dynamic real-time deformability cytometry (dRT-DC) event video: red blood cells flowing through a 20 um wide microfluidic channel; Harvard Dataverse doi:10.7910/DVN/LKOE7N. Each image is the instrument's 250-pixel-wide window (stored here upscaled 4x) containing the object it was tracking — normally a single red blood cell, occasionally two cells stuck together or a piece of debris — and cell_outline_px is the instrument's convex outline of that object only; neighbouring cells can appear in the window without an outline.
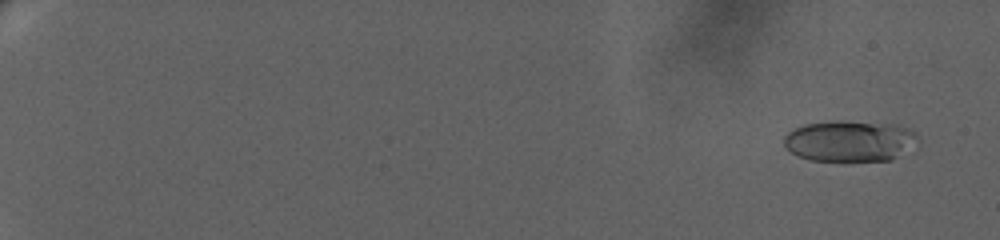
{"species": "human", "species_latin": "Homo sapiens", "temperature_condition": "warm", "stored_images_in_passage": 54, "camera_frame_rate_fps": 3000, "um_per_image_px": 0.085, "donor": {"sex": "female"}, "frame": {"image": 1, "passage_image": 1, "time_ms": 0.0, "image_size_px": [1000, 240], "cell_outline_px": [[912, 136], [892, 160], [812, 160], [800, 156], [784, 148], [784, 136], [788, 132], [804, 124], [828, 120], [844, 120], [896, 124], [908, 128], [912, 132]], "centroid_in_image_um": [72.02, 11.94], "position_along_channel_um": 13.0, "area_um2": 30.92}}
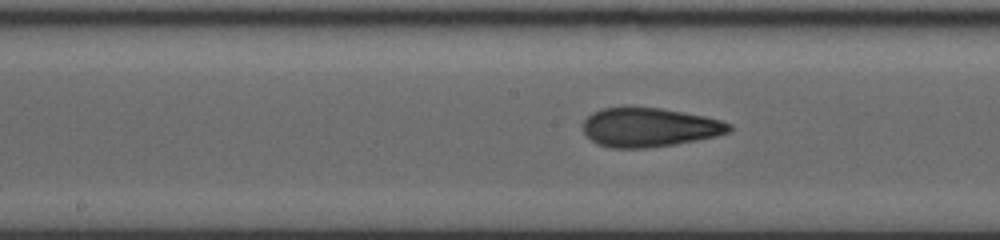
{"frame": {"image": 2, "passage_image": 31, "time_ms": 12.0, "image_size_px": [1000, 240], "cell_outline_px": [[732, 132], [716, 136], [696, 140], [672, 144], [644, 148], [608, 148], [596, 144], [584, 132], [584, 120], [592, 112], [600, 108], [664, 108], [704, 116], [720, 120], [732, 124]], "centroid_in_image_um": [55.21, 10.83], "position_along_channel_um": 193.0, "area_um2": 33.12}}
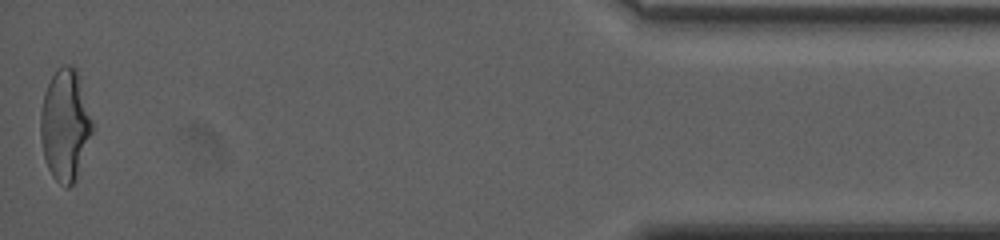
{"frame": {"image": 3, "passage_image": 54, "time_ms": 21.0, "image_size_px": [1000, 240], "cell_outline_px": [[92, 132], [76, 176], [72, 184], [68, 188], [64, 188], [52, 176], [48, 168], [44, 156], [40, 136], [40, 112], [44, 92], [56, 68], [64, 64], [68, 64], [76, 68], [92, 120]], "centroid_in_image_um": [5.5, 10.6], "position_along_channel_um": 429.7, "area_um2": 33.23}, "authors_computed_cell_mechanics": {"area_um2": 31.9056, "velocity_mm_per_s": 3.3404, "shape_relaxation_time_tau1_ms": 8.922, "shape_relaxation_time_tau2_ms": 1.4065, "deformation_change_tau1": 0.2178, "deformation_change_tau2": 0.0871}}